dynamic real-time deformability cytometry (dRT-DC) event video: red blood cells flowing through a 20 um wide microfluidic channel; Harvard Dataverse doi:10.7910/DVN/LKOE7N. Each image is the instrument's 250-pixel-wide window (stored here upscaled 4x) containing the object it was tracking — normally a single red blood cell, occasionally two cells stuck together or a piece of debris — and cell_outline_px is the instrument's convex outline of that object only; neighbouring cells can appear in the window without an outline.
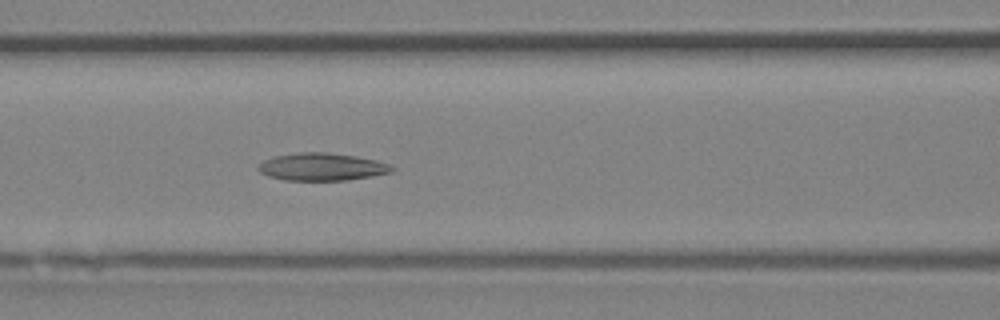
{"species": "Egyptian fruit bat (a non-hibernating species)", "species_latin": "Rousettus aegyptiacus", "temperature_condition": "room temperature", "stored_images_in_passage": 47, "camera_frame_rate_fps": 3000, "um_per_image_px": 0.085, "animal": {"sex": "female"}, "frame": {"image": 1, "passage_image": 19, "time_ms": 6.0, "image_size_px": [1000, 320], "cell_outline_px": [[396, 168], [392, 172], [372, 176], [348, 180], [284, 180], [268, 176], [260, 172], [256, 168], [256, 164], [272, 156], [296, 152], [328, 152], [356, 156], [376, 160], [388, 164]], "centroid_in_image_um": [27.32, 14.17], "position_along_channel_um": 139.3, "area_um2": 21.73}}
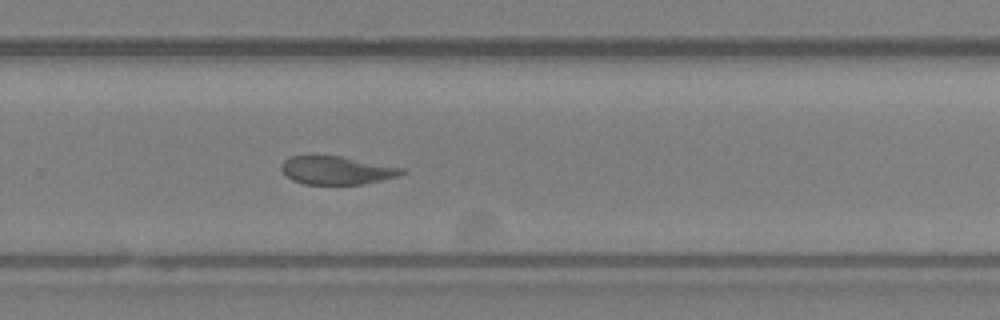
{"frame": {"image": 2, "passage_image": 30, "time_ms": 9.667, "image_size_px": [1000, 320], "cell_outline_px": [[408, 172], [396, 176], [364, 184], [304, 184], [292, 180], [280, 168], [280, 164], [284, 160], [292, 156], [344, 156], [408, 168]], "centroid_in_image_um": [28.69, 14.46], "position_along_channel_um": 301.1, "area_um2": 20.0}}
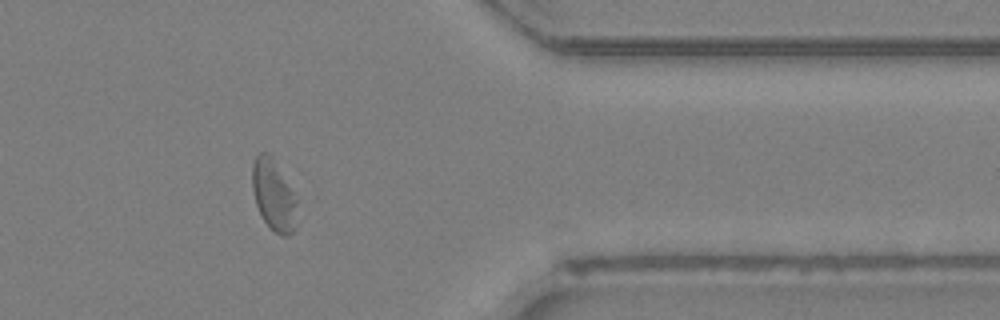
{"frame": {"image": 3, "passage_image": 37, "time_ms": 12.0, "image_size_px": [1000, 320], "cell_outline_px": [[300, 200], [296, 228], [288, 236], [284, 236], [276, 232], [264, 220], [256, 204], [252, 188], [252, 164], [256, 156], [260, 152], [268, 152], [272, 156]], "centroid_in_image_um": [23.32, 16.58], "position_along_channel_um": 388.1, "area_um2": 19.13}, "authors_computed_cell_mechanics": {"area_um2": 21.7328, "velocity_mm_per_s": 4.428, "shape_relaxation_time_tau1_ms": null, "shape_relaxation_time_tau2_ms": 10.0171, "deformation_change_tau1": null, "deformation_change_tau2": 0.2054}}